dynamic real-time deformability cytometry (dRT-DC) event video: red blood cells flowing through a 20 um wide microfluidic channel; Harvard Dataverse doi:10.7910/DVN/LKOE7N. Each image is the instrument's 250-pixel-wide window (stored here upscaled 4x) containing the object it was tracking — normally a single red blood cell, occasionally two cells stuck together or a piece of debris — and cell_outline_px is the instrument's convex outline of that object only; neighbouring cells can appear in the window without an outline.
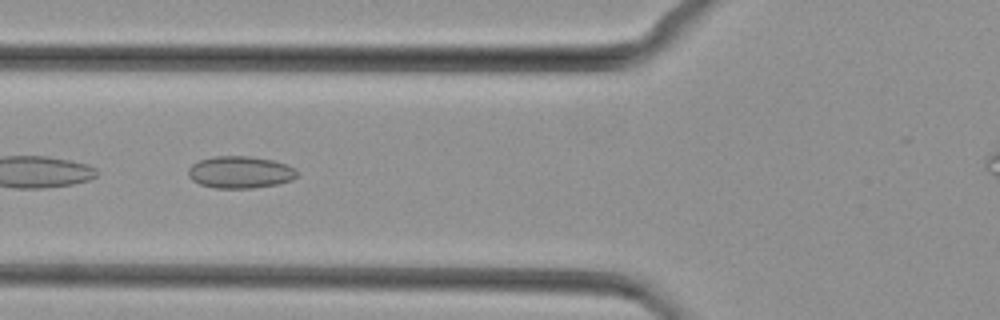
{"species": "common noctule bat (a hibernating species)", "species_latin": "Nyctalus noctula", "temperature_condition": "cold", "stored_images_in_passage": 45, "camera_frame_rate_fps": 3000, "um_per_image_px": 0.085, "animal": {"sex": "female", "body_mass_g": 29.2, "forearm_length_mm": 56.3}, "frame": {"image": 1, "passage_image": 19, "time_ms": 6.0, "image_size_px": [1000, 320], "cell_outline_px": [[300, 176], [292, 180], [276, 184], [252, 188], [216, 188], [200, 184], [192, 180], [188, 176], [188, 168], [192, 164], [200, 160], [212, 156], [252, 156], [272, 160], [296, 168], [300, 172]], "centroid_in_image_um": [20.44, 14.63], "position_along_channel_um": 105.4, "area_um2": 20.52}}
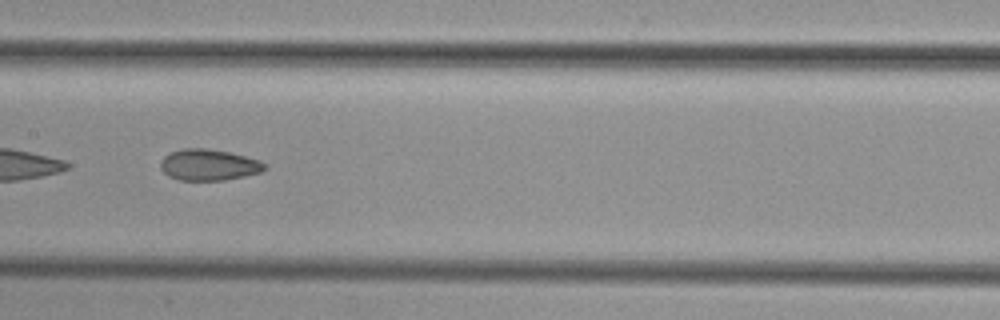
{"frame": {"image": 2, "passage_image": 25, "time_ms": 8.0, "image_size_px": [1000, 320], "cell_outline_px": [[268, 168], [260, 172], [244, 176], [224, 180], [180, 180], [168, 176], [160, 168], [160, 160], [164, 156], [172, 152], [184, 148], [208, 148], [228, 152], [260, 160]], "centroid_in_image_um": [17.73, 14.01], "position_along_channel_um": 189.7, "area_um2": 18.9}}
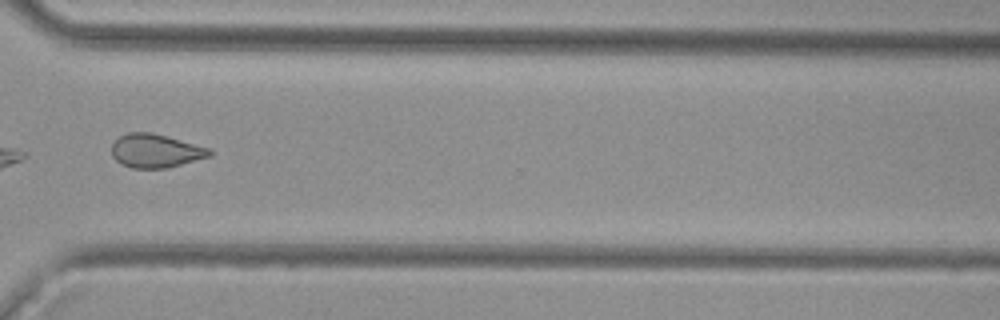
{"frame": {"image": 3, "passage_image": 37, "time_ms": 12.0, "image_size_px": [1000, 320], "cell_outline_px": [[212, 156], [168, 168], [132, 168], [120, 164], [112, 156], [112, 144], [120, 136], [128, 132], [152, 132], [212, 148]], "centroid_in_image_um": [13.26, 12.82], "position_along_channel_um": 357.3, "area_um2": 19.42}}